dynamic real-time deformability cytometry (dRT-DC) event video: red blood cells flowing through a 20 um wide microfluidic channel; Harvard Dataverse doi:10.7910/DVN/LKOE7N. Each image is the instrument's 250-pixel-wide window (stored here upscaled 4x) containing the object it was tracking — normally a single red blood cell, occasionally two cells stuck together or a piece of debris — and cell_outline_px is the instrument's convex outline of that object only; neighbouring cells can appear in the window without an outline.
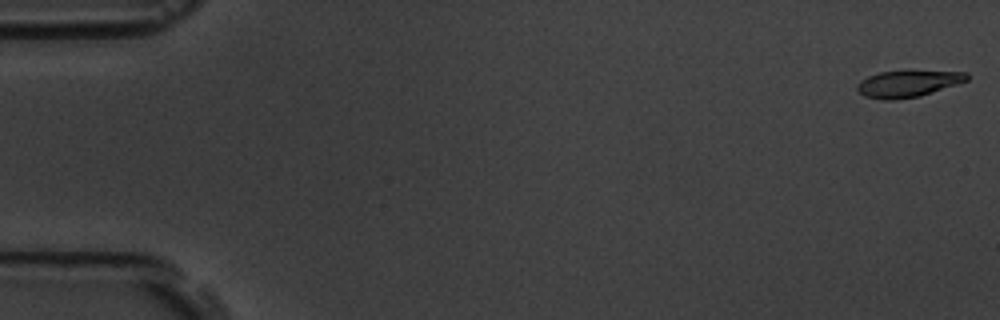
{"species": "common noctule bat (a hibernating species)", "species_latin": "Nyctalus noctula", "temperature_condition": "room temperature", "stored_images_in_passage": 6, "camera_frame_rate_fps": 3000, "um_per_image_px": 0.085, "animal": {"sex": "male", "body_mass_g": 19.5, "forearm_length_mm": 54.6}, "frame": {"image": 1, "passage_image": 1, "time_ms": 0.0, "image_size_px": [1000, 320], "cell_outline_px": [[968, 80], [920, 96], [892, 100], [880, 100], [864, 96], [856, 88], [856, 84], [860, 80], [868, 76], [880, 72], [968, 72]], "centroid_in_image_um": [77.1, 7.14], "position_along_channel_um": 7.9, "area_um2": 16.59}}